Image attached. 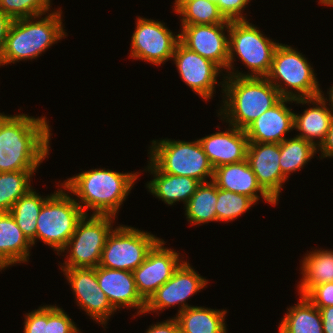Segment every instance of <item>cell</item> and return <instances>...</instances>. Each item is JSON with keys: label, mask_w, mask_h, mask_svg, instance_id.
<instances>
[{"label": "cell", "mask_w": 333, "mask_h": 333, "mask_svg": "<svg viewBox=\"0 0 333 333\" xmlns=\"http://www.w3.org/2000/svg\"><path fill=\"white\" fill-rule=\"evenodd\" d=\"M47 118L0 113V172L36 171L50 151Z\"/></svg>", "instance_id": "1"}, {"label": "cell", "mask_w": 333, "mask_h": 333, "mask_svg": "<svg viewBox=\"0 0 333 333\" xmlns=\"http://www.w3.org/2000/svg\"><path fill=\"white\" fill-rule=\"evenodd\" d=\"M139 176V172L121 173L95 168L70 177L61 185L77 197L74 200L85 215H88L86 209H90L92 215L116 217Z\"/></svg>", "instance_id": "2"}, {"label": "cell", "mask_w": 333, "mask_h": 333, "mask_svg": "<svg viewBox=\"0 0 333 333\" xmlns=\"http://www.w3.org/2000/svg\"><path fill=\"white\" fill-rule=\"evenodd\" d=\"M222 80L224 95L218 117L238 129L245 130L282 98L266 77L224 76Z\"/></svg>", "instance_id": "3"}, {"label": "cell", "mask_w": 333, "mask_h": 333, "mask_svg": "<svg viewBox=\"0 0 333 333\" xmlns=\"http://www.w3.org/2000/svg\"><path fill=\"white\" fill-rule=\"evenodd\" d=\"M53 10L44 18L38 15L13 20L0 57V66L36 59L67 36L66 29H63L62 10Z\"/></svg>", "instance_id": "4"}, {"label": "cell", "mask_w": 333, "mask_h": 333, "mask_svg": "<svg viewBox=\"0 0 333 333\" xmlns=\"http://www.w3.org/2000/svg\"><path fill=\"white\" fill-rule=\"evenodd\" d=\"M248 21L250 20L229 23V56L225 76L266 77L271 69L274 51L280 43L266 37L258 27ZM235 56L251 73L235 70Z\"/></svg>", "instance_id": "5"}, {"label": "cell", "mask_w": 333, "mask_h": 333, "mask_svg": "<svg viewBox=\"0 0 333 333\" xmlns=\"http://www.w3.org/2000/svg\"><path fill=\"white\" fill-rule=\"evenodd\" d=\"M149 160L163 173L187 176L200 183L211 181L214 168L198 140H152ZM209 179V180H208Z\"/></svg>", "instance_id": "6"}, {"label": "cell", "mask_w": 333, "mask_h": 333, "mask_svg": "<svg viewBox=\"0 0 333 333\" xmlns=\"http://www.w3.org/2000/svg\"><path fill=\"white\" fill-rule=\"evenodd\" d=\"M45 200L37 219L36 238L31 242L35 245L41 240L49 245L57 255L65 249L72 237L78 222L85 213L79 204L63 189V186Z\"/></svg>", "instance_id": "7"}, {"label": "cell", "mask_w": 333, "mask_h": 333, "mask_svg": "<svg viewBox=\"0 0 333 333\" xmlns=\"http://www.w3.org/2000/svg\"><path fill=\"white\" fill-rule=\"evenodd\" d=\"M304 56L297 48L295 50L287 44L280 43L276 47L266 78L277 88L282 98L294 100L318 96L319 81L313 67Z\"/></svg>", "instance_id": "8"}, {"label": "cell", "mask_w": 333, "mask_h": 333, "mask_svg": "<svg viewBox=\"0 0 333 333\" xmlns=\"http://www.w3.org/2000/svg\"><path fill=\"white\" fill-rule=\"evenodd\" d=\"M115 218L110 215H84L61 252L66 250L68 255L60 268H96Z\"/></svg>", "instance_id": "9"}, {"label": "cell", "mask_w": 333, "mask_h": 333, "mask_svg": "<svg viewBox=\"0 0 333 333\" xmlns=\"http://www.w3.org/2000/svg\"><path fill=\"white\" fill-rule=\"evenodd\" d=\"M160 239L147 231L119 225L106 239L99 266L133 272Z\"/></svg>", "instance_id": "10"}, {"label": "cell", "mask_w": 333, "mask_h": 333, "mask_svg": "<svg viewBox=\"0 0 333 333\" xmlns=\"http://www.w3.org/2000/svg\"><path fill=\"white\" fill-rule=\"evenodd\" d=\"M136 28L131 36L130 57L160 66L172 59L179 40L165 23L137 17Z\"/></svg>", "instance_id": "11"}, {"label": "cell", "mask_w": 333, "mask_h": 333, "mask_svg": "<svg viewBox=\"0 0 333 333\" xmlns=\"http://www.w3.org/2000/svg\"><path fill=\"white\" fill-rule=\"evenodd\" d=\"M208 280L195 271L191 265L184 260L173 276L159 287L146 302L144 314L152 311L157 312L165 308L179 305L178 313L193 307L186 301L201 289L206 287ZM158 310V311H157Z\"/></svg>", "instance_id": "12"}, {"label": "cell", "mask_w": 333, "mask_h": 333, "mask_svg": "<svg viewBox=\"0 0 333 333\" xmlns=\"http://www.w3.org/2000/svg\"><path fill=\"white\" fill-rule=\"evenodd\" d=\"M75 296V303L92 320L106 327L109 317L117 312L102 291L96 277V268H60ZM106 324V325H105Z\"/></svg>", "instance_id": "13"}, {"label": "cell", "mask_w": 333, "mask_h": 333, "mask_svg": "<svg viewBox=\"0 0 333 333\" xmlns=\"http://www.w3.org/2000/svg\"><path fill=\"white\" fill-rule=\"evenodd\" d=\"M165 243L160 239L149 251L143 263L133 271L138 293L146 302L184 262L180 253L165 247Z\"/></svg>", "instance_id": "14"}, {"label": "cell", "mask_w": 333, "mask_h": 333, "mask_svg": "<svg viewBox=\"0 0 333 333\" xmlns=\"http://www.w3.org/2000/svg\"><path fill=\"white\" fill-rule=\"evenodd\" d=\"M180 29L179 40L185 47L227 71L229 24L187 25Z\"/></svg>", "instance_id": "15"}, {"label": "cell", "mask_w": 333, "mask_h": 333, "mask_svg": "<svg viewBox=\"0 0 333 333\" xmlns=\"http://www.w3.org/2000/svg\"><path fill=\"white\" fill-rule=\"evenodd\" d=\"M172 60L183 82L206 101L214 96L220 74L223 78L225 76L215 63L188 49L180 41L176 45Z\"/></svg>", "instance_id": "16"}, {"label": "cell", "mask_w": 333, "mask_h": 333, "mask_svg": "<svg viewBox=\"0 0 333 333\" xmlns=\"http://www.w3.org/2000/svg\"><path fill=\"white\" fill-rule=\"evenodd\" d=\"M258 184L277 203L288 178L282 173L280 159V143L249 142L246 157Z\"/></svg>", "instance_id": "17"}, {"label": "cell", "mask_w": 333, "mask_h": 333, "mask_svg": "<svg viewBox=\"0 0 333 333\" xmlns=\"http://www.w3.org/2000/svg\"><path fill=\"white\" fill-rule=\"evenodd\" d=\"M96 277L102 291L113 308L138 309L137 315L144 314L146 301L139 295L132 271L96 267Z\"/></svg>", "instance_id": "18"}, {"label": "cell", "mask_w": 333, "mask_h": 333, "mask_svg": "<svg viewBox=\"0 0 333 333\" xmlns=\"http://www.w3.org/2000/svg\"><path fill=\"white\" fill-rule=\"evenodd\" d=\"M293 99L281 98L274 106L254 120L246 129L249 142L281 143L294 130V112L287 107Z\"/></svg>", "instance_id": "19"}, {"label": "cell", "mask_w": 333, "mask_h": 333, "mask_svg": "<svg viewBox=\"0 0 333 333\" xmlns=\"http://www.w3.org/2000/svg\"><path fill=\"white\" fill-rule=\"evenodd\" d=\"M225 131L198 139L213 168L246 160L249 140L245 130L228 125Z\"/></svg>", "instance_id": "20"}, {"label": "cell", "mask_w": 333, "mask_h": 333, "mask_svg": "<svg viewBox=\"0 0 333 333\" xmlns=\"http://www.w3.org/2000/svg\"><path fill=\"white\" fill-rule=\"evenodd\" d=\"M212 181L216 184L217 188L246 195L255 203L261 197L271 205L278 204L258 184L256 175L252 171L247 159L215 168Z\"/></svg>", "instance_id": "21"}, {"label": "cell", "mask_w": 333, "mask_h": 333, "mask_svg": "<svg viewBox=\"0 0 333 333\" xmlns=\"http://www.w3.org/2000/svg\"><path fill=\"white\" fill-rule=\"evenodd\" d=\"M294 102L302 105H313L304 110L302 114L294 113V130L300 133L296 136L319 147L329 130L332 112L319 96L311 98L294 99ZM317 139V140H316Z\"/></svg>", "instance_id": "22"}, {"label": "cell", "mask_w": 333, "mask_h": 333, "mask_svg": "<svg viewBox=\"0 0 333 333\" xmlns=\"http://www.w3.org/2000/svg\"><path fill=\"white\" fill-rule=\"evenodd\" d=\"M145 168L153 175L146 183L148 192L169 206L179 201L185 206L200 184L191 177L163 173L150 160Z\"/></svg>", "instance_id": "23"}, {"label": "cell", "mask_w": 333, "mask_h": 333, "mask_svg": "<svg viewBox=\"0 0 333 333\" xmlns=\"http://www.w3.org/2000/svg\"><path fill=\"white\" fill-rule=\"evenodd\" d=\"M31 242L10 212H0V271L29 260Z\"/></svg>", "instance_id": "24"}, {"label": "cell", "mask_w": 333, "mask_h": 333, "mask_svg": "<svg viewBox=\"0 0 333 333\" xmlns=\"http://www.w3.org/2000/svg\"><path fill=\"white\" fill-rule=\"evenodd\" d=\"M227 310L193 306L175 314L180 333H227Z\"/></svg>", "instance_id": "25"}, {"label": "cell", "mask_w": 333, "mask_h": 333, "mask_svg": "<svg viewBox=\"0 0 333 333\" xmlns=\"http://www.w3.org/2000/svg\"><path fill=\"white\" fill-rule=\"evenodd\" d=\"M315 249L303 257L302 279L299 281L298 295L304 296L312 287L326 282H333V251Z\"/></svg>", "instance_id": "26"}, {"label": "cell", "mask_w": 333, "mask_h": 333, "mask_svg": "<svg viewBox=\"0 0 333 333\" xmlns=\"http://www.w3.org/2000/svg\"><path fill=\"white\" fill-rule=\"evenodd\" d=\"M278 333H323L321 312L305 296L289 306L278 325Z\"/></svg>", "instance_id": "27"}, {"label": "cell", "mask_w": 333, "mask_h": 333, "mask_svg": "<svg viewBox=\"0 0 333 333\" xmlns=\"http://www.w3.org/2000/svg\"><path fill=\"white\" fill-rule=\"evenodd\" d=\"M217 186L211 180L197 187L188 203L184 206L185 215L191 226L217 222L216 215Z\"/></svg>", "instance_id": "28"}, {"label": "cell", "mask_w": 333, "mask_h": 333, "mask_svg": "<svg viewBox=\"0 0 333 333\" xmlns=\"http://www.w3.org/2000/svg\"><path fill=\"white\" fill-rule=\"evenodd\" d=\"M173 10L181 16V26L230 23L217 4L208 0H175Z\"/></svg>", "instance_id": "29"}, {"label": "cell", "mask_w": 333, "mask_h": 333, "mask_svg": "<svg viewBox=\"0 0 333 333\" xmlns=\"http://www.w3.org/2000/svg\"><path fill=\"white\" fill-rule=\"evenodd\" d=\"M49 197L41 196L35 189L20 197L9 211L27 239L32 242L36 238L37 219L39 212Z\"/></svg>", "instance_id": "30"}, {"label": "cell", "mask_w": 333, "mask_h": 333, "mask_svg": "<svg viewBox=\"0 0 333 333\" xmlns=\"http://www.w3.org/2000/svg\"><path fill=\"white\" fill-rule=\"evenodd\" d=\"M316 153L317 147L312 143L297 136L286 138L280 143L279 165L282 173L289 178L291 173L301 171Z\"/></svg>", "instance_id": "31"}, {"label": "cell", "mask_w": 333, "mask_h": 333, "mask_svg": "<svg viewBox=\"0 0 333 333\" xmlns=\"http://www.w3.org/2000/svg\"><path fill=\"white\" fill-rule=\"evenodd\" d=\"M36 171L0 172V212H9L15 202L31 189Z\"/></svg>", "instance_id": "32"}, {"label": "cell", "mask_w": 333, "mask_h": 333, "mask_svg": "<svg viewBox=\"0 0 333 333\" xmlns=\"http://www.w3.org/2000/svg\"><path fill=\"white\" fill-rule=\"evenodd\" d=\"M256 203L246 195L217 188L216 215L218 221L236 220Z\"/></svg>", "instance_id": "33"}, {"label": "cell", "mask_w": 333, "mask_h": 333, "mask_svg": "<svg viewBox=\"0 0 333 333\" xmlns=\"http://www.w3.org/2000/svg\"><path fill=\"white\" fill-rule=\"evenodd\" d=\"M51 7V0H0V11L13 20L46 15Z\"/></svg>", "instance_id": "34"}, {"label": "cell", "mask_w": 333, "mask_h": 333, "mask_svg": "<svg viewBox=\"0 0 333 333\" xmlns=\"http://www.w3.org/2000/svg\"><path fill=\"white\" fill-rule=\"evenodd\" d=\"M57 305H47L48 333H79L75 322Z\"/></svg>", "instance_id": "35"}, {"label": "cell", "mask_w": 333, "mask_h": 333, "mask_svg": "<svg viewBox=\"0 0 333 333\" xmlns=\"http://www.w3.org/2000/svg\"><path fill=\"white\" fill-rule=\"evenodd\" d=\"M304 296L318 309L333 306V282L315 285Z\"/></svg>", "instance_id": "36"}, {"label": "cell", "mask_w": 333, "mask_h": 333, "mask_svg": "<svg viewBox=\"0 0 333 333\" xmlns=\"http://www.w3.org/2000/svg\"><path fill=\"white\" fill-rule=\"evenodd\" d=\"M24 333H48L47 330V305L25 314Z\"/></svg>", "instance_id": "37"}, {"label": "cell", "mask_w": 333, "mask_h": 333, "mask_svg": "<svg viewBox=\"0 0 333 333\" xmlns=\"http://www.w3.org/2000/svg\"><path fill=\"white\" fill-rule=\"evenodd\" d=\"M250 2L251 0H218L216 4L226 20L239 21L247 20L243 12Z\"/></svg>", "instance_id": "38"}, {"label": "cell", "mask_w": 333, "mask_h": 333, "mask_svg": "<svg viewBox=\"0 0 333 333\" xmlns=\"http://www.w3.org/2000/svg\"><path fill=\"white\" fill-rule=\"evenodd\" d=\"M145 333H180L178 321L175 317L152 324Z\"/></svg>", "instance_id": "39"}, {"label": "cell", "mask_w": 333, "mask_h": 333, "mask_svg": "<svg viewBox=\"0 0 333 333\" xmlns=\"http://www.w3.org/2000/svg\"><path fill=\"white\" fill-rule=\"evenodd\" d=\"M319 151L321 152V157H319L320 159L333 157V118L325 139L317 148V152Z\"/></svg>", "instance_id": "40"}, {"label": "cell", "mask_w": 333, "mask_h": 333, "mask_svg": "<svg viewBox=\"0 0 333 333\" xmlns=\"http://www.w3.org/2000/svg\"><path fill=\"white\" fill-rule=\"evenodd\" d=\"M13 22V19L0 11V57L4 50L7 33L9 32L10 26Z\"/></svg>", "instance_id": "41"}, {"label": "cell", "mask_w": 333, "mask_h": 333, "mask_svg": "<svg viewBox=\"0 0 333 333\" xmlns=\"http://www.w3.org/2000/svg\"><path fill=\"white\" fill-rule=\"evenodd\" d=\"M321 312L323 333H333V306L319 309Z\"/></svg>", "instance_id": "42"}, {"label": "cell", "mask_w": 333, "mask_h": 333, "mask_svg": "<svg viewBox=\"0 0 333 333\" xmlns=\"http://www.w3.org/2000/svg\"><path fill=\"white\" fill-rule=\"evenodd\" d=\"M323 92H322V90L320 89V91H319V94H318V96L321 98V100L325 103V104H327V105H329L328 106V109L332 112V114H333V85L332 86H330V88H329V92L327 91V94H329V99H327V97L325 98V96H324V93L322 94ZM328 101H329V104H328ZM330 102H331V104H330Z\"/></svg>", "instance_id": "43"}, {"label": "cell", "mask_w": 333, "mask_h": 333, "mask_svg": "<svg viewBox=\"0 0 333 333\" xmlns=\"http://www.w3.org/2000/svg\"><path fill=\"white\" fill-rule=\"evenodd\" d=\"M318 2V4H323L325 6H333V0H319Z\"/></svg>", "instance_id": "44"}, {"label": "cell", "mask_w": 333, "mask_h": 333, "mask_svg": "<svg viewBox=\"0 0 333 333\" xmlns=\"http://www.w3.org/2000/svg\"><path fill=\"white\" fill-rule=\"evenodd\" d=\"M208 1H211V2L217 3L218 0H208Z\"/></svg>", "instance_id": "45"}]
</instances>
